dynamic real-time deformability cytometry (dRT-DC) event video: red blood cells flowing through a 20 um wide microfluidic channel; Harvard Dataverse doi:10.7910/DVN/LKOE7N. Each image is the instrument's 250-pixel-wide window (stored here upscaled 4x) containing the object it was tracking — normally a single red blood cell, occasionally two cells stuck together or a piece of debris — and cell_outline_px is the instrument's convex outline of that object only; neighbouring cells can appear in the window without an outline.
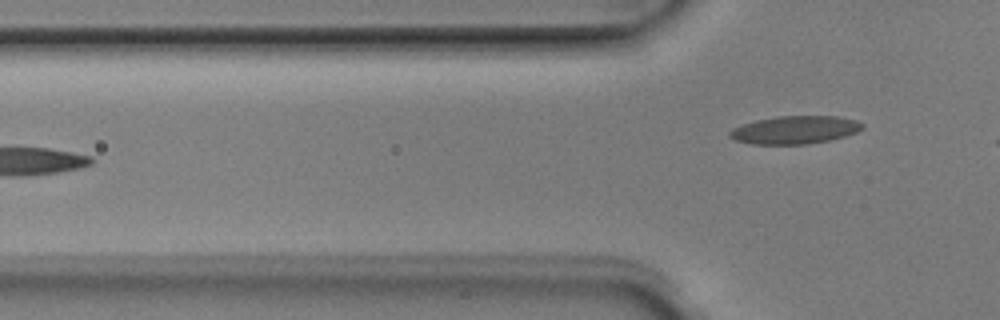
{"species": "Egyptian fruit bat (a non-hibernating species)", "species_latin": "Rousettus aegyptiacus", "temperature_condition": "room temperature", "stored_images_in_passage": 7, "camera_frame_rate_fps": 3000, "um_per_image_px": 0.085, "animal": {"sex": "male"}, "frame": {"image": 1, "passage_image": 7, "time_ms": 2.0, "image_size_px": [1000, 320], "cell_outline_px": [[864, 128], [856, 132], [844, 136], [828, 140], [808, 144], [752, 144], [736, 140], [728, 136], [728, 132], [732, 128], [756, 120], [776, 116], [836, 116], [856, 120], [864, 124]], "centroid_in_image_um": [67.56, 11.03], "position_along_channel_um": 58.2, "area_um2": 21.56}}